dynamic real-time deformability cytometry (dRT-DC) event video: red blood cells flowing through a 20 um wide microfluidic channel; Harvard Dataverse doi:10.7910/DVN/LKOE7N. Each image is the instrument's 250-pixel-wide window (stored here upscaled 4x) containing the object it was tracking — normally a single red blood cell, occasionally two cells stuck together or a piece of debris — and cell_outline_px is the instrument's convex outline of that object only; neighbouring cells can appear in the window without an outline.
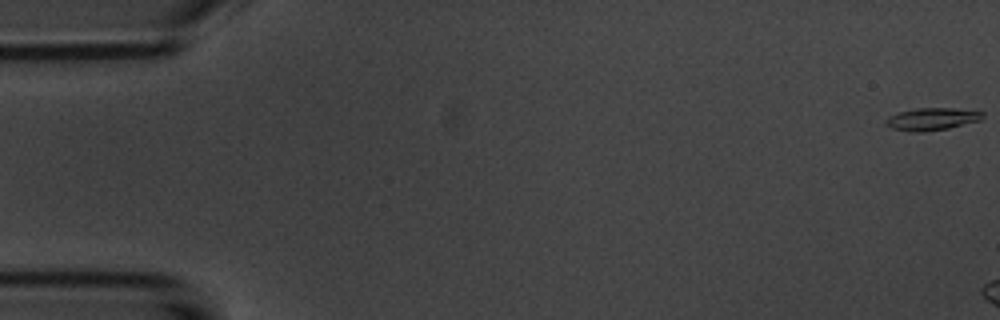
{"species": "common noctule bat (a hibernating species)", "species_latin": "Nyctalus noctula", "temperature_condition": "room temperature", "stored_images_in_passage": 7, "camera_frame_rate_fps": 3000, "um_per_image_px": 0.085, "animal": {"sex": "male", "body_mass_g": 20.1, "forearm_length_mm": 53.5}, "frame": {"image": 1, "passage_image": 1, "time_ms": 0.0, "image_size_px": [1000, 320], "cell_outline_px": [[984, 116], [980, 120], [948, 128], [924, 132], [912, 132], [892, 128], [884, 124], [888, 116], [900, 112], [916, 108], [952, 108], [984, 112]], "centroid_in_image_um": [79.19, 10.12], "position_along_channel_um": 5.8, "area_um2": 12.54}}